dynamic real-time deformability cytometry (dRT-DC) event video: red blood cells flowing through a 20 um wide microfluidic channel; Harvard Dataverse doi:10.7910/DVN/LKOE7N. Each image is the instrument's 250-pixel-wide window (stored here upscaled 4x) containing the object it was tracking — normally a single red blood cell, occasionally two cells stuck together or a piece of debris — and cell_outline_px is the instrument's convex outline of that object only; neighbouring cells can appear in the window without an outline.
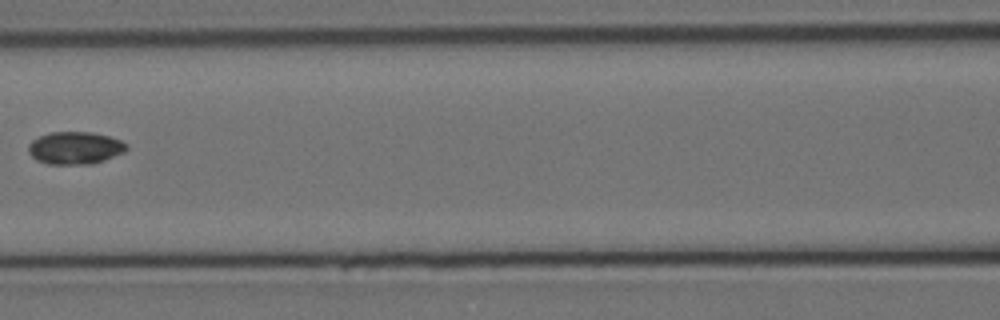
{"species": "Egyptian fruit bat (a non-hibernating species)", "species_latin": "Rousettus aegyptiacus", "temperature_condition": "cold", "stored_images_in_passage": 4, "camera_frame_rate_fps": 3000, "um_per_image_px": 0.085, "animal": {"sex": "female"}, "frame": {"image": 1, "passage_image": 4, "time_ms": 3.333, "image_size_px": [1000, 320], "cell_outline_px": [[128, 148], [124, 152], [104, 160], [92, 164], [48, 164], [36, 160], [28, 152], [28, 144], [32, 140], [40, 136], [52, 132], [92, 132], [108, 136], [120, 140], [128, 144]], "centroid_in_image_um": [6.38, 12.58], "position_along_channel_um": 160.2, "area_um2": 18.61}}